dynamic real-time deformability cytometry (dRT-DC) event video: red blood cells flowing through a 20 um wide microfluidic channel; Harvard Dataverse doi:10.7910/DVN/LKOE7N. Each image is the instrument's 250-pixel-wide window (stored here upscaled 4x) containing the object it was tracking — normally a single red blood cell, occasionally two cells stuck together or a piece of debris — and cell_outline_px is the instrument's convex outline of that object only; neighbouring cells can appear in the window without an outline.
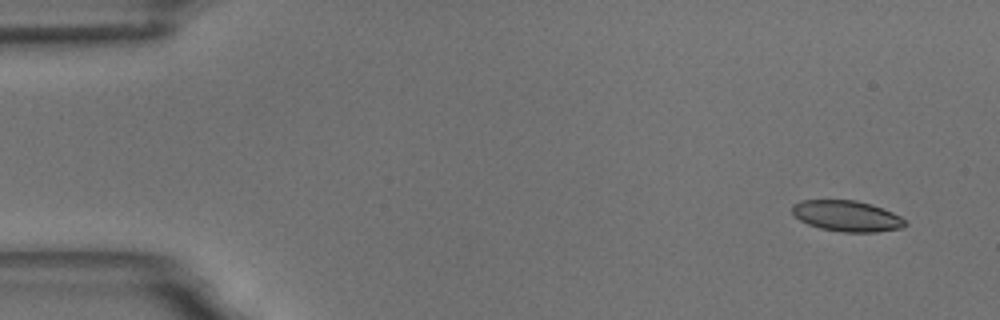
{"species": "common noctule bat (a hibernating species)", "species_latin": "Nyctalus noctula", "temperature_condition": "room temperature", "stored_images_in_passage": 5, "camera_frame_rate_fps": 3000, "um_per_image_px": 0.085, "animal": {"sex": "male", "body_mass_g": 18.8}, "frame": {"image": 1, "passage_image": 1, "time_ms": 0.0, "image_size_px": [1000, 320], "cell_outline_px": [[908, 224], [904, 228], [876, 232], [844, 232], [820, 228], [808, 224], [800, 220], [792, 212], [792, 204], [800, 200], [856, 200], [872, 204], [892, 212], [908, 220]], "centroid_in_image_um": [72.03, 18.36], "position_along_channel_um": 13.0, "area_um2": 20.52}}
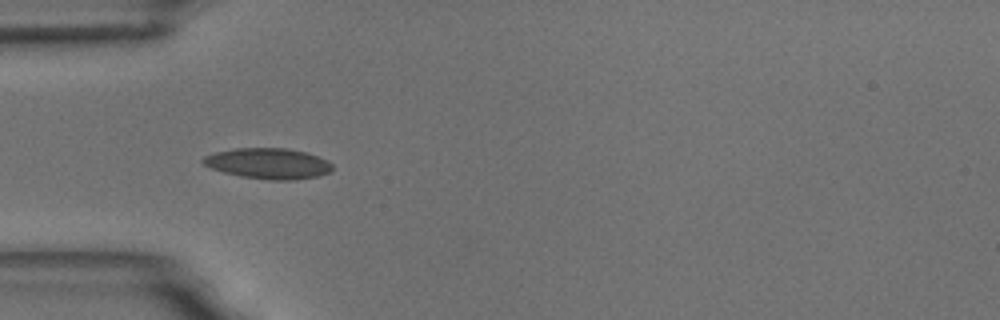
{"frame": {"image": 2, "passage_image": 5, "time_ms": 4.667, "image_size_px": [1000, 320], "cell_outline_px": [[332, 172], [320, 176], [292, 180], [268, 180], [240, 176], [224, 172], [212, 168], [204, 164], [200, 160], [204, 156], [216, 152], [236, 148], [288, 148], [304, 152], [328, 160], [332, 164]], "centroid_in_image_um": [22.82, 13.9], "position_along_channel_um": 62.2, "area_um2": 23.18}}